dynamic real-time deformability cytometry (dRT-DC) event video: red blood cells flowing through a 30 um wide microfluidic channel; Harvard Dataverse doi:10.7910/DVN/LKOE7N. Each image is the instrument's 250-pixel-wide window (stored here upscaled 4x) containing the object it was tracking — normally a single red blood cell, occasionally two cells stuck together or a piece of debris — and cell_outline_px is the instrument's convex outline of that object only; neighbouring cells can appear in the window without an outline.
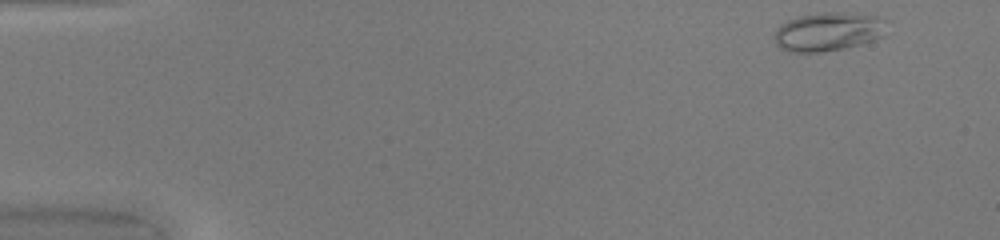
{"species": "common noctule bat (a hibernating species)", "species_latin": "Nyctalus noctula", "temperature_condition": "warm", "stored_images_in_passage": 47, "camera_frame_rate_fps": 3000, "um_per_image_px": 0.085, "animal": {"sex": "female", "body_mass_g": 20.0, "forearm_length_mm": 54.0}, "frame": {"image": 1, "passage_image": 2, "time_ms": 0.333, "image_size_px": [1000, 240], "cell_outline_px": [[884, 36], [876, 40], [844, 48], [820, 52], [788, 52], [780, 48], [776, 44], [776, 28], [780, 24], [788, 20], [800, 16], [820, 12], [860, 12], [876, 16], [884, 20]], "centroid_in_image_um": [70.41, 2.68], "position_along_channel_um": 14.6, "area_um2": 25.55}}
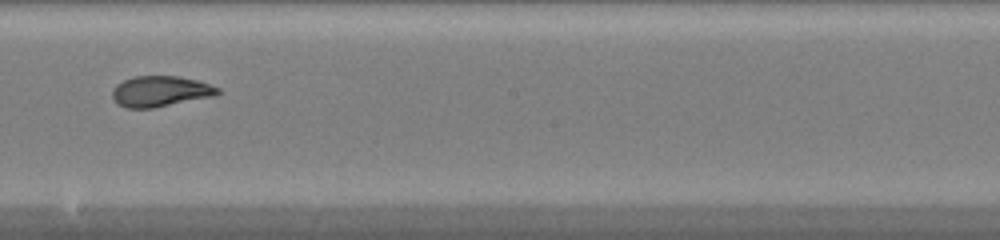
{"frame": {"image": 2, "passage_image": 27, "time_ms": 8.667, "image_size_px": [1000, 240], "cell_outline_px": [[220, 92], [212, 96], [152, 108], [128, 108], [116, 104], [112, 96], [112, 88], [116, 84], [124, 80], [136, 76], [176, 76], [200, 80], [220, 88]], "centroid_in_image_um": [13.6, 7.75], "position_along_channel_um": 234.6, "area_um2": 18.84}}
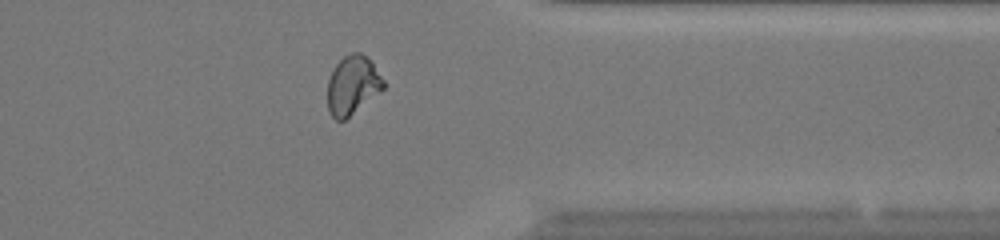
{"frame": {"image": 3, "passage_image": 38, "time_ms": 12.333, "image_size_px": [1000, 240], "cell_outline_px": [[384, 88], [344, 120], [336, 120], [332, 116], [328, 108], [328, 80], [336, 64], [344, 56], [352, 52], [360, 52], [372, 60], [384, 80]], "centroid_in_image_um": [29.98, 7.2], "position_along_channel_um": 381.4, "area_um2": 18.96}, "authors_computed_cell_mechanics": {"area_um2": 19.8254, "velocity_mm_per_s": 4.2126, "shape_relaxation_time_tau1_ms": null, "shape_relaxation_time_tau2_ms": 0.8628, "deformation_change_tau1": null, "deformation_change_tau2": 0.0418}}